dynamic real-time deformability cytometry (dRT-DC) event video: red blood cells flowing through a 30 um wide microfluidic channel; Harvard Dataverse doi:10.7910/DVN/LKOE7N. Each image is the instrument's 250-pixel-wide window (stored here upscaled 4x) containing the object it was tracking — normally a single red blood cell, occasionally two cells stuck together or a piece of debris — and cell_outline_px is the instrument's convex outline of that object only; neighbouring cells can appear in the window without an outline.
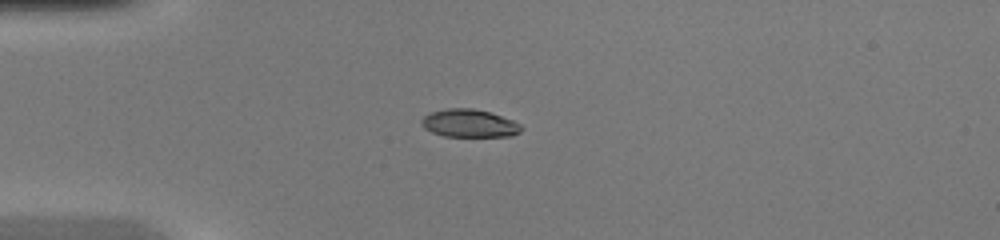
{"species": "common noctule bat (a hibernating species)", "species_latin": "Nyctalus noctula", "temperature_condition": "warm", "stored_images_in_passage": 34, "camera_frame_rate_fps": 3000, "um_per_image_px": 0.085, "animal": {"sex": "female", "body_mass_g": 20.0, "forearm_length_mm": 54.0}, "frame": {"image": 1, "passage_image": 1, "time_ms": 0.0, "image_size_px": [1000, 240], "cell_outline_px": [[524, 128], [520, 132], [512, 136], [444, 136], [432, 132], [424, 128], [420, 124], [420, 120], [424, 116], [432, 112], [448, 108], [472, 108], [488, 112], [512, 120], [520, 124]], "centroid_in_image_um": [39.88, 10.49], "position_along_channel_um": 45.1, "area_um2": 16.13}}
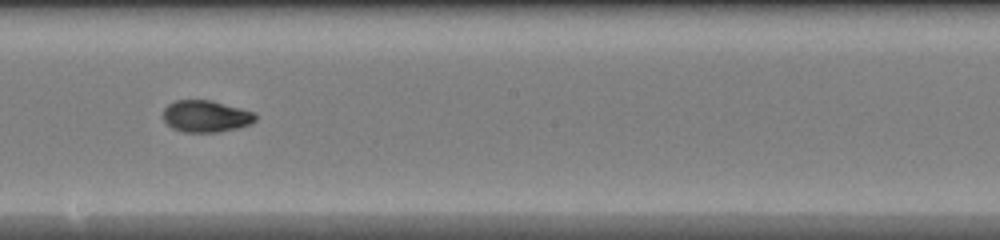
{"frame": {"image": 2, "passage_image": 15, "time_ms": 4.667, "image_size_px": [1000, 240], "cell_outline_px": [[256, 120], [252, 124], [236, 128], [216, 132], [184, 132], [172, 128], [164, 120], [164, 108], [168, 104], [176, 100], [212, 100], [256, 112]], "centroid_in_image_um": [17.53, 9.87], "position_along_channel_um": 230.7, "area_um2": 17.17}}
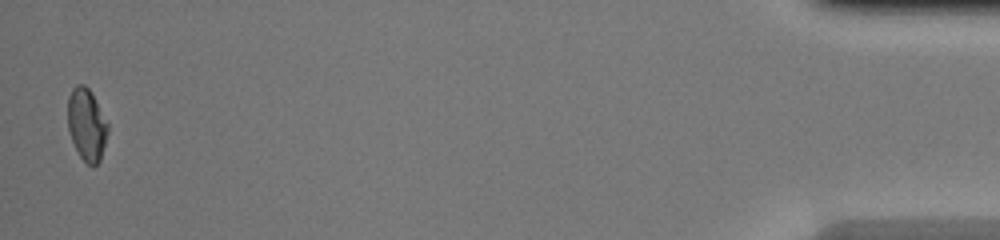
{"frame": {"image": 3, "passage_image": 34, "time_ms": 11.0, "image_size_px": [1000, 240], "cell_outline_px": [[108, 132], [100, 160], [92, 168], [80, 156], [72, 140], [68, 128], [68, 96], [72, 88], [76, 84], [84, 84], [92, 92], [108, 124]], "centroid_in_image_um": [7.37, 10.56], "position_along_channel_um": 427.8, "area_um2": 16.82}}